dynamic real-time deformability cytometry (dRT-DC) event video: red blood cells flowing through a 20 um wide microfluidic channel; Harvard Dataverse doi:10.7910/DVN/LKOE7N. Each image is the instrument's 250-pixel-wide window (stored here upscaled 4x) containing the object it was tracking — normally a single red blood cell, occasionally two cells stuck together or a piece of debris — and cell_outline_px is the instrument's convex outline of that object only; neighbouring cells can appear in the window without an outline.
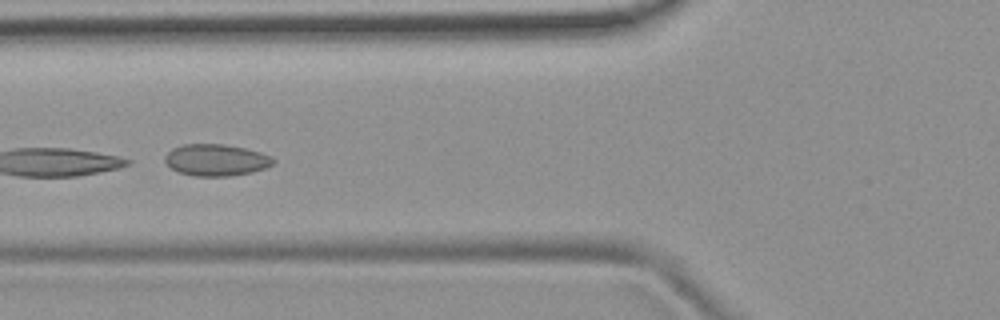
{"species": "common noctule bat (a hibernating species)", "species_latin": "Nyctalus noctula", "temperature_condition": "room temperature", "stored_images_in_passage": 3, "camera_frame_rate_fps": 3000, "um_per_image_px": 0.085, "animal": {"sex": "female", "body_mass_g": 19.9}, "frame": {"image": 1, "passage_image": 3, "time_ms": 2.333, "image_size_px": [1000, 320], "cell_outline_px": [[276, 160], [272, 164], [264, 168], [252, 172], [232, 176], [196, 176], [180, 172], [172, 168], [164, 160], [164, 156], [172, 148], [184, 144], [224, 144], [244, 148], [260, 152], [272, 156]], "centroid_in_image_um": [18.38, 13.59], "position_along_channel_um": 107.4, "area_um2": 19.94}}